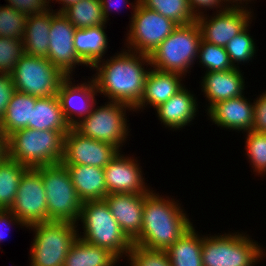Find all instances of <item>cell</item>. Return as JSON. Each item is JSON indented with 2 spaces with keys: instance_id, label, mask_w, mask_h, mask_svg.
Returning <instances> with one entry per match:
<instances>
[{
  "instance_id": "obj_2",
  "label": "cell",
  "mask_w": 266,
  "mask_h": 266,
  "mask_svg": "<svg viewBox=\"0 0 266 266\" xmlns=\"http://www.w3.org/2000/svg\"><path fill=\"white\" fill-rule=\"evenodd\" d=\"M153 192L145 193L141 232L132 243L148 249L167 250L193 224L181 204Z\"/></svg>"
},
{
  "instance_id": "obj_39",
  "label": "cell",
  "mask_w": 266,
  "mask_h": 266,
  "mask_svg": "<svg viewBox=\"0 0 266 266\" xmlns=\"http://www.w3.org/2000/svg\"><path fill=\"white\" fill-rule=\"evenodd\" d=\"M9 3L7 6L26 14L37 15L44 13L50 9L48 0H7ZM49 7V8H48Z\"/></svg>"
},
{
  "instance_id": "obj_14",
  "label": "cell",
  "mask_w": 266,
  "mask_h": 266,
  "mask_svg": "<svg viewBox=\"0 0 266 266\" xmlns=\"http://www.w3.org/2000/svg\"><path fill=\"white\" fill-rule=\"evenodd\" d=\"M118 151L112 144L86 137L71 127L64 137V155L61 163L104 168Z\"/></svg>"
},
{
  "instance_id": "obj_6",
  "label": "cell",
  "mask_w": 266,
  "mask_h": 266,
  "mask_svg": "<svg viewBox=\"0 0 266 266\" xmlns=\"http://www.w3.org/2000/svg\"><path fill=\"white\" fill-rule=\"evenodd\" d=\"M246 233H228L223 235H203V266H255L265 250ZM259 260V261H258Z\"/></svg>"
},
{
  "instance_id": "obj_16",
  "label": "cell",
  "mask_w": 266,
  "mask_h": 266,
  "mask_svg": "<svg viewBox=\"0 0 266 266\" xmlns=\"http://www.w3.org/2000/svg\"><path fill=\"white\" fill-rule=\"evenodd\" d=\"M138 160L118 153L104 167L108 194H145L152 190L144 182ZM147 186V187H146Z\"/></svg>"
},
{
  "instance_id": "obj_11",
  "label": "cell",
  "mask_w": 266,
  "mask_h": 266,
  "mask_svg": "<svg viewBox=\"0 0 266 266\" xmlns=\"http://www.w3.org/2000/svg\"><path fill=\"white\" fill-rule=\"evenodd\" d=\"M132 6L127 48L130 51L150 55L178 26L173 20L143 6L139 0ZM135 49V50H134Z\"/></svg>"
},
{
  "instance_id": "obj_7",
  "label": "cell",
  "mask_w": 266,
  "mask_h": 266,
  "mask_svg": "<svg viewBox=\"0 0 266 266\" xmlns=\"http://www.w3.org/2000/svg\"><path fill=\"white\" fill-rule=\"evenodd\" d=\"M41 171L48 209V222H70L78 226L82 201L62 164L37 167Z\"/></svg>"
},
{
  "instance_id": "obj_27",
  "label": "cell",
  "mask_w": 266,
  "mask_h": 266,
  "mask_svg": "<svg viewBox=\"0 0 266 266\" xmlns=\"http://www.w3.org/2000/svg\"><path fill=\"white\" fill-rule=\"evenodd\" d=\"M35 103V96L15 90L7 105L5 115L0 120V129L6 137L19 129L27 128L31 123Z\"/></svg>"
},
{
  "instance_id": "obj_30",
  "label": "cell",
  "mask_w": 266,
  "mask_h": 266,
  "mask_svg": "<svg viewBox=\"0 0 266 266\" xmlns=\"http://www.w3.org/2000/svg\"><path fill=\"white\" fill-rule=\"evenodd\" d=\"M76 29L106 25L100 0H80L61 12Z\"/></svg>"
},
{
  "instance_id": "obj_32",
  "label": "cell",
  "mask_w": 266,
  "mask_h": 266,
  "mask_svg": "<svg viewBox=\"0 0 266 266\" xmlns=\"http://www.w3.org/2000/svg\"><path fill=\"white\" fill-rule=\"evenodd\" d=\"M146 8L173 20L177 25H187L196 21L188 0H139Z\"/></svg>"
},
{
  "instance_id": "obj_37",
  "label": "cell",
  "mask_w": 266,
  "mask_h": 266,
  "mask_svg": "<svg viewBox=\"0 0 266 266\" xmlns=\"http://www.w3.org/2000/svg\"><path fill=\"white\" fill-rule=\"evenodd\" d=\"M131 266H172L166 250H155L132 244L127 255Z\"/></svg>"
},
{
  "instance_id": "obj_21",
  "label": "cell",
  "mask_w": 266,
  "mask_h": 266,
  "mask_svg": "<svg viewBox=\"0 0 266 266\" xmlns=\"http://www.w3.org/2000/svg\"><path fill=\"white\" fill-rule=\"evenodd\" d=\"M182 77L183 75L178 73L161 71L155 68L149 69L145 80L143 96L133 111L144 110V107L148 105L153 106L155 109L160 104L166 102L184 87L181 84Z\"/></svg>"
},
{
  "instance_id": "obj_20",
  "label": "cell",
  "mask_w": 266,
  "mask_h": 266,
  "mask_svg": "<svg viewBox=\"0 0 266 266\" xmlns=\"http://www.w3.org/2000/svg\"><path fill=\"white\" fill-rule=\"evenodd\" d=\"M239 67L228 71L205 72L201 87L208 99V111L214 104L241 96L245 90V81Z\"/></svg>"
},
{
  "instance_id": "obj_23",
  "label": "cell",
  "mask_w": 266,
  "mask_h": 266,
  "mask_svg": "<svg viewBox=\"0 0 266 266\" xmlns=\"http://www.w3.org/2000/svg\"><path fill=\"white\" fill-rule=\"evenodd\" d=\"M82 202L104 200L108 195L104 168L89 165H64Z\"/></svg>"
},
{
  "instance_id": "obj_33",
  "label": "cell",
  "mask_w": 266,
  "mask_h": 266,
  "mask_svg": "<svg viewBox=\"0 0 266 266\" xmlns=\"http://www.w3.org/2000/svg\"><path fill=\"white\" fill-rule=\"evenodd\" d=\"M198 59L206 72L228 71L235 68L223 46L210 44L203 40L200 42Z\"/></svg>"
},
{
  "instance_id": "obj_42",
  "label": "cell",
  "mask_w": 266,
  "mask_h": 266,
  "mask_svg": "<svg viewBox=\"0 0 266 266\" xmlns=\"http://www.w3.org/2000/svg\"><path fill=\"white\" fill-rule=\"evenodd\" d=\"M188 2L196 18L204 14L202 10L203 8L205 10H207V8H209V10L210 9L214 10V8H216L217 10L219 8V11H222L229 7V5L223 3L224 0H188ZM223 4H224V7H223Z\"/></svg>"
},
{
  "instance_id": "obj_31",
  "label": "cell",
  "mask_w": 266,
  "mask_h": 266,
  "mask_svg": "<svg viewBox=\"0 0 266 266\" xmlns=\"http://www.w3.org/2000/svg\"><path fill=\"white\" fill-rule=\"evenodd\" d=\"M28 167L8 157L0 162V210H9Z\"/></svg>"
},
{
  "instance_id": "obj_8",
  "label": "cell",
  "mask_w": 266,
  "mask_h": 266,
  "mask_svg": "<svg viewBox=\"0 0 266 266\" xmlns=\"http://www.w3.org/2000/svg\"><path fill=\"white\" fill-rule=\"evenodd\" d=\"M33 229L30 266H63L71 246L78 238L77 225L70 222H43Z\"/></svg>"
},
{
  "instance_id": "obj_28",
  "label": "cell",
  "mask_w": 266,
  "mask_h": 266,
  "mask_svg": "<svg viewBox=\"0 0 266 266\" xmlns=\"http://www.w3.org/2000/svg\"><path fill=\"white\" fill-rule=\"evenodd\" d=\"M119 259L108 249L87 243L78 237L71 246L63 266H115Z\"/></svg>"
},
{
  "instance_id": "obj_25",
  "label": "cell",
  "mask_w": 266,
  "mask_h": 266,
  "mask_svg": "<svg viewBox=\"0 0 266 266\" xmlns=\"http://www.w3.org/2000/svg\"><path fill=\"white\" fill-rule=\"evenodd\" d=\"M27 128L62 131L64 134L71 129L63 115L58 96L36 97L31 123L28 124Z\"/></svg>"
},
{
  "instance_id": "obj_38",
  "label": "cell",
  "mask_w": 266,
  "mask_h": 266,
  "mask_svg": "<svg viewBox=\"0 0 266 266\" xmlns=\"http://www.w3.org/2000/svg\"><path fill=\"white\" fill-rule=\"evenodd\" d=\"M25 54L22 39L0 37V74H11Z\"/></svg>"
},
{
  "instance_id": "obj_9",
  "label": "cell",
  "mask_w": 266,
  "mask_h": 266,
  "mask_svg": "<svg viewBox=\"0 0 266 266\" xmlns=\"http://www.w3.org/2000/svg\"><path fill=\"white\" fill-rule=\"evenodd\" d=\"M15 90L35 97L58 96L67 76L47 58L24 54L10 74Z\"/></svg>"
},
{
  "instance_id": "obj_43",
  "label": "cell",
  "mask_w": 266,
  "mask_h": 266,
  "mask_svg": "<svg viewBox=\"0 0 266 266\" xmlns=\"http://www.w3.org/2000/svg\"><path fill=\"white\" fill-rule=\"evenodd\" d=\"M16 224L20 225L21 228L22 226H24L23 223L20 220H18L9 210H0V242L2 240H5L7 237L5 233L6 231L4 232V228L6 227L10 228L11 225H16Z\"/></svg>"
},
{
  "instance_id": "obj_22",
  "label": "cell",
  "mask_w": 266,
  "mask_h": 266,
  "mask_svg": "<svg viewBox=\"0 0 266 266\" xmlns=\"http://www.w3.org/2000/svg\"><path fill=\"white\" fill-rule=\"evenodd\" d=\"M197 98L185 86L166 102L155 108L158 119L171 128L181 130L194 120L197 113ZM181 128V129H180Z\"/></svg>"
},
{
  "instance_id": "obj_13",
  "label": "cell",
  "mask_w": 266,
  "mask_h": 266,
  "mask_svg": "<svg viewBox=\"0 0 266 266\" xmlns=\"http://www.w3.org/2000/svg\"><path fill=\"white\" fill-rule=\"evenodd\" d=\"M250 7H228L216 11V15H201L196 18L200 27L202 40L217 46H225L235 35L239 34L248 24L253 15ZM205 16V17H204ZM209 17V18H208Z\"/></svg>"
},
{
  "instance_id": "obj_45",
  "label": "cell",
  "mask_w": 266,
  "mask_h": 266,
  "mask_svg": "<svg viewBox=\"0 0 266 266\" xmlns=\"http://www.w3.org/2000/svg\"><path fill=\"white\" fill-rule=\"evenodd\" d=\"M7 157L6 136L0 129V162Z\"/></svg>"
},
{
  "instance_id": "obj_3",
  "label": "cell",
  "mask_w": 266,
  "mask_h": 266,
  "mask_svg": "<svg viewBox=\"0 0 266 266\" xmlns=\"http://www.w3.org/2000/svg\"><path fill=\"white\" fill-rule=\"evenodd\" d=\"M64 137L62 131L19 129L6 137L7 157L28 168L59 164Z\"/></svg>"
},
{
  "instance_id": "obj_19",
  "label": "cell",
  "mask_w": 266,
  "mask_h": 266,
  "mask_svg": "<svg viewBox=\"0 0 266 266\" xmlns=\"http://www.w3.org/2000/svg\"><path fill=\"white\" fill-rule=\"evenodd\" d=\"M207 115L218 127L249 132L254 125V103L241 95L214 104Z\"/></svg>"
},
{
  "instance_id": "obj_15",
  "label": "cell",
  "mask_w": 266,
  "mask_h": 266,
  "mask_svg": "<svg viewBox=\"0 0 266 266\" xmlns=\"http://www.w3.org/2000/svg\"><path fill=\"white\" fill-rule=\"evenodd\" d=\"M75 30L76 28L61 12L52 9L47 59L67 77L72 76L76 65H85L78 58L74 48Z\"/></svg>"
},
{
  "instance_id": "obj_12",
  "label": "cell",
  "mask_w": 266,
  "mask_h": 266,
  "mask_svg": "<svg viewBox=\"0 0 266 266\" xmlns=\"http://www.w3.org/2000/svg\"><path fill=\"white\" fill-rule=\"evenodd\" d=\"M9 211L27 229L34 224L48 222L46 192L38 168H28L24 172Z\"/></svg>"
},
{
  "instance_id": "obj_26",
  "label": "cell",
  "mask_w": 266,
  "mask_h": 266,
  "mask_svg": "<svg viewBox=\"0 0 266 266\" xmlns=\"http://www.w3.org/2000/svg\"><path fill=\"white\" fill-rule=\"evenodd\" d=\"M51 21V9L44 13L27 17L24 36L22 38L25 54L47 58Z\"/></svg>"
},
{
  "instance_id": "obj_24",
  "label": "cell",
  "mask_w": 266,
  "mask_h": 266,
  "mask_svg": "<svg viewBox=\"0 0 266 266\" xmlns=\"http://www.w3.org/2000/svg\"><path fill=\"white\" fill-rule=\"evenodd\" d=\"M105 25L76 29L74 32V48L78 58L86 67L92 66L102 60L107 51L108 39Z\"/></svg>"
},
{
  "instance_id": "obj_44",
  "label": "cell",
  "mask_w": 266,
  "mask_h": 266,
  "mask_svg": "<svg viewBox=\"0 0 266 266\" xmlns=\"http://www.w3.org/2000/svg\"><path fill=\"white\" fill-rule=\"evenodd\" d=\"M118 1H120V0H100L101 6L103 8V13H104L106 20H109V18H108L109 13L112 11V9H114L115 11H118L120 9L121 5L119 4L120 5V7H119ZM121 1H123L124 2L123 4H125V5L127 3H129L128 0H121Z\"/></svg>"
},
{
  "instance_id": "obj_1",
  "label": "cell",
  "mask_w": 266,
  "mask_h": 266,
  "mask_svg": "<svg viewBox=\"0 0 266 266\" xmlns=\"http://www.w3.org/2000/svg\"><path fill=\"white\" fill-rule=\"evenodd\" d=\"M104 60V61H103ZM95 63L91 69H96L92 77L96 89L105 95L110 102H119L135 108L144 93V85L151 65L149 55H144L130 50L121 51L110 59ZM102 63V64H101Z\"/></svg>"
},
{
  "instance_id": "obj_35",
  "label": "cell",
  "mask_w": 266,
  "mask_h": 266,
  "mask_svg": "<svg viewBox=\"0 0 266 266\" xmlns=\"http://www.w3.org/2000/svg\"><path fill=\"white\" fill-rule=\"evenodd\" d=\"M245 149L251 167L258 175L266 174V133L249 131L246 132Z\"/></svg>"
},
{
  "instance_id": "obj_34",
  "label": "cell",
  "mask_w": 266,
  "mask_h": 266,
  "mask_svg": "<svg viewBox=\"0 0 266 266\" xmlns=\"http://www.w3.org/2000/svg\"><path fill=\"white\" fill-rule=\"evenodd\" d=\"M248 26L250 25L248 24L239 34L235 35L234 38L224 46L231 63L237 68L239 67V63H249L256 53L255 42L248 32Z\"/></svg>"
},
{
  "instance_id": "obj_17",
  "label": "cell",
  "mask_w": 266,
  "mask_h": 266,
  "mask_svg": "<svg viewBox=\"0 0 266 266\" xmlns=\"http://www.w3.org/2000/svg\"><path fill=\"white\" fill-rule=\"evenodd\" d=\"M73 79L71 76L67 77L61 83L58 91L63 115L71 127H74L92 111L97 101L95 96L98 93L93 79L87 83L77 84V86L72 83ZM76 117L78 119H75Z\"/></svg>"
},
{
  "instance_id": "obj_5",
  "label": "cell",
  "mask_w": 266,
  "mask_h": 266,
  "mask_svg": "<svg viewBox=\"0 0 266 266\" xmlns=\"http://www.w3.org/2000/svg\"><path fill=\"white\" fill-rule=\"evenodd\" d=\"M202 40L197 22L178 25L149 55L151 67L186 76L189 68L198 58Z\"/></svg>"
},
{
  "instance_id": "obj_29",
  "label": "cell",
  "mask_w": 266,
  "mask_h": 266,
  "mask_svg": "<svg viewBox=\"0 0 266 266\" xmlns=\"http://www.w3.org/2000/svg\"><path fill=\"white\" fill-rule=\"evenodd\" d=\"M203 236L196 233L193 225L167 250L172 266H203Z\"/></svg>"
},
{
  "instance_id": "obj_10",
  "label": "cell",
  "mask_w": 266,
  "mask_h": 266,
  "mask_svg": "<svg viewBox=\"0 0 266 266\" xmlns=\"http://www.w3.org/2000/svg\"><path fill=\"white\" fill-rule=\"evenodd\" d=\"M95 106L96 104L74 128L82 135L110 143L120 151L129 136L126 110L134 109L126 104L110 101L105 106Z\"/></svg>"
},
{
  "instance_id": "obj_40",
  "label": "cell",
  "mask_w": 266,
  "mask_h": 266,
  "mask_svg": "<svg viewBox=\"0 0 266 266\" xmlns=\"http://www.w3.org/2000/svg\"><path fill=\"white\" fill-rule=\"evenodd\" d=\"M253 131L266 133V91L254 100Z\"/></svg>"
},
{
  "instance_id": "obj_18",
  "label": "cell",
  "mask_w": 266,
  "mask_h": 266,
  "mask_svg": "<svg viewBox=\"0 0 266 266\" xmlns=\"http://www.w3.org/2000/svg\"><path fill=\"white\" fill-rule=\"evenodd\" d=\"M104 200L123 233L133 242L141 232L145 194L111 193Z\"/></svg>"
},
{
  "instance_id": "obj_4",
  "label": "cell",
  "mask_w": 266,
  "mask_h": 266,
  "mask_svg": "<svg viewBox=\"0 0 266 266\" xmlns=\"http://www.w3.org/2000/svg\"><path fill=\"white\" fill-rule=\"evenodd\" d=\"M79 220L84 232H80L81 236L78 233V237L82 240L108 249L118 259L128 255L133 243L121 230L105 200L83 202Z\"/></svg>"
},
{
  "instance_id": "obj_41",
  "label": "cell",
  "mask_w": 266,
  "mask_h": 266,
  "mask_svg": "<svg viewBox=\"0 0 266 266\" xmlns=\"http://www.w3.org/2000/svg\"><path fill=\"white\" fill-rule=\"evenodd\" d=\"M15 92V86L9 74H0V120L5 115L7 105Z\"/></svg>"
},
{
  "instance_id": "obj_36",
  "label": "cell",
  "mask_w": 266,
  "mask_h": 266,
  "mask_svg": "<svg viewBox=\"0 0 266 266\" xmlns=\"http://www.w3.org/2000/svg\"><path fill=\"white\" fill-rule=\"evenodd\" d=\"M27 17L10 6H0V37L22 39Z\"/></svg>"
},
{
  "instance_id": "obj_47",
  "label": "cell",
  "mask_w": 266,
  "mask_h": 266,
  "mask_svg": "<svg viewBox=\"0 0 266 266\" xmlns=\"http://www.w3.org/2000/svg\"><path fill=\"white\" fill-rule=\"evenodd\" d=\"M252 1V0H251ZM250 0H224V3H226L227 5H229V7L231 6H233V7H241V4L243 5L244 4V2L246 3V5L247 4H249V3H247V2H251ZM229 3V4H228ZM230 3H231V5H230ZM233 3V4H232Z\"/></svg>"
},
{
  "instance_id": "obj_46",
  "label": "cell",
  "mask_w": 266,
  "mask_h": 266,
  "mask_svg": "<svg viewBox=\"0 0 266 266\" xmlns=\"http://www.w3.org/2000/svg\"><path fill=\"white\" fill-rule=\"evenodd\" d=\"M49 1H52V0H49ZM78 1H80V0H56V2H59V4L62 5V7H60V9L57 12H62L65 8H67L68 6H70L73 3H76Z\"/></svg>"
}]
</instances>
